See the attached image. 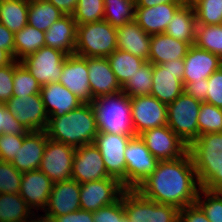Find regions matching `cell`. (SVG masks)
Returning a JSON list of instances; mask_svg holds the SVG:
<instances>
[{"instance_id":"obj_24","label":"cell","mask_w":222,"mask_h":222,"mask_svg":"<svg viewBox=\"0 0 222 222\" xmlns=\"http://www.w3.org/2000/svg\"><path fill=\"white\" fill-rule=\"evenodd\" d=\"M88 79L93 99L122 91L107 58H88Z\"/></svg>"},{"instance_id":"obj_56","label":"cell","mask_w":222,"mask_h":222,"mask_svg":"<svg viewBox=\"0 0 222 222\" xmlns=\"http://www.w3.org/2000/svg\"><path fill=\"white\" fill-rule=\"evenodd\" d=\"M26 222H53L52 218L47 215H42L40 218L32 219L31 217Z\"/></svg>"},{"instance_id":"obj_33","label":"cell","mask_w":222,"mask_h":222,"mask_svg":"<svg viewBox=\"0 0 222 222\" xmlns=\"http://www.w3.org/2000/svg\"><path fill=\"white\" fill-rule=\"evenodd\" d=\"M44 46L45 31H40L27 24L22 30L15 33L14 60L21 61Z\"/></svg>"},{"instance_id":"obj_29","label":"cell","mask_w":222,"mask_h":222,"mask_svg":"<svg viewBox=\"0 0 222 222\" xmlns=\"http://www.w3.org/2000/svg\"><path fill=\"white\" fill-rule=\"evenodd\" d=\"M196 26L194 7L185 4L175 12L164 33L192 46L196 40Z\"/></svg>"},{"instance_id":"obj_39","label":"cell","mask_w":222,"mask_h":222,"mask_svg":"<svg viewBox=\"0 0 222 222\" xmlns=\"http://www.w3.org/2000/svg\"><path fill=\"white\" fill-rule=\"evenodd\" d=\"M201 191V192H200ZM202 196L206 199L202 200ZM196 204L202 209L210 222H222V191L200 188Z\"/></svg>"},{"instance_id":"obj_43","label":"cell","mask_w":222,"mask_h":222,"mask_svg":"<svg viewBox=\"0 0 222 222\" xmlns=\"http://www.w3.org/2000/svg\"><path fill=\"white\" fill-rule=\"evenodd\" d=\"M22 173L11 162L0 161V194L20 192Z\"/></svg>"},{"instance_id":"obj_30","label":"cell","mask_w":222,"mask_h":222,"mask_svg":"<svg viewBox=\"0 0 222 222\" xmlns=\"http://www.w3.org/2000/svg\"><path fill=\"white\" fill-rule=\"evenodd\" d=\"M29 0H0V23L16 33L27 24Z\"/></svg>"},{"instance_id":"obj_21","label":"cell","mask_w":222,"mask_h":222,"mask_svg":"<svg viewBox=\"0 0 222 222\" xmlns=\"http://www.w3.org/2000/svg\"><path fill=\"white\" fill-rule=\"evenodd\" d=\"M47 140L45 130L29 131L11 161L12 165L21 173L39 169Z\"/></svg>"},{"instance_id":"obj_32","label":"cell","mask_w":222,"mask_h":222,"mask_svg":"<svg viewBox=\"0 0 222 222\" xmlns=\"http://www.w3.org/2000/svg\"><path fill=\"white\" fill-rule=\"evenodd\" d=\"M31 209L19 193L0 194V222H26L36 216Z\"/></svg>"},{"instance_id":"obj_1","label":"cell","mask_w":222,"mask_h":222,"mask_svg":"<svg viewBox=\"0 0 222 222\" xmlns=\"http://www.w3.org/2000/svg\"><path fill=\"white\" fill-rule=\"evenodd\" d=\"M136 190L149 200L178 209L195 204L200 185L190 153L159 161L154 172Z\"/></svg>"},{"instance_id":"obj_22","label":"cell","mask_w":222,"mask_h":222,"mask_svg":"<svg viewBox=\"0 0 222 222\" xmlns=\"http://www.w3.org/2000/svg\"><path fill=\"white\" fill-rule=\"evenodd\" d=\"M186 3H163L135 7V21L149 35L164 33L175 12Z\"/></svg>"},{"instance_id":"obj_47","label":"cell","mask_w":222,"mask_h":222,"mask_svg":"<svg viewBox=\"0 0 222 222\" xmlns=\"http://www.w3.org/2000/svg\"><path fill=\"white\" fill-rule=\"evenodd\" d=\"M125 214L122 194L121 198L115 203L93 212V220L94 222H120Z\"/></svg>"},{"instance_id":"obj_27","label":"cell","mask_w":222,"mask_h":222,"mask_svg":"<svg viewBox=\"0 0 222 222\" xmlns=\"http://www.w3.org/2000/svg\"><path fill=\"white\" fill-rule=\"evenodd\" d=\"M151 35L143 31L135 20L117 28V49L148 61Z\"/></svg>"},{"instance_id":"obj_34","label":"cell","mask_w":222,"mask_h":222,"mask_svg":"<svg viewBox=\"0 0 222 222\" xmlns=\"http://www.w3.org/2000/svg\"><path fill=\"white\" fill-rule=\"evenodd\" d=\"M107 59L121 86L147 62L138 56L120 49L113 51Z\"/></svg>"},{"instance_id":"obj_49","label":"cell","mask_w":222,"mask_h":222,"mask_svg":"<svg viewBox=\"0 0 222 222\" xmlns=\"http://www.w3.org/2000/svg\"><path fill=\"white\" fill-rule=\"evenodd\" d=\"M179 222H210L202 209L195 203L179 209Z\"/></svg>"},{"instance_id":"obj_12","label":"cell","mask_w":222,"mask_h":222,"mask_svg":"<svg viewBox=\"0 0 222 222\" xmlns=\"http://www.w3.org/2000/svg\"><path fill=\"white\" fill-rule=\"evenodd\" d=\"M126 188L113 177L80 184V207L95 212L118 201Z\"/></svg>"},{"instance_id":"obj_55","label":"cell","mask_w":222,"mask_h":222,"mask_svg":"<svg viewBox=\"0 0 222 222\" xmlns=\"http://www.w3.org/2000/svg\"><path fill=\"white\" fill-rule=\"evenodd\" d=\"M13 60V57L6 50L0 49V67L10 64Z\"/></svg>"},{"instance_id":"obj_37","label":"cell","mask_w":222,"mask_h":222,"mask_svg":"<svg viewBox=\"0 0 222 222\" xmlns=\"http://www.w3.org/2000/svg\"><path fill=\"white\" fill-rule=\"evenodd\" d=\"M194 45L209 51L222 59V24H197Z\"/></svg>"},{"instance_id":"obj_31","label":"cell","mask_w":222,"mask_h":222,"mask_svg":"<svg viewBox=\"0 0 222 222\" xmlns=\"http://www.w3.org/2000/svg\"><path fill=\"white\" fill-rule=\"evenodd\" d=\"M62 16L64 13L47 0H29L28 25L40 31H47Z\"/></svg>"},{"instance_id":"obj_28","label":"cell","mask_w":222,"mask_h":222,"mask_svg":"<svg viewBox=\"0 0 222 222\" xmlns=\"http://www.w3.org/2000/svg\"><path fill=\"white\" fill-rule=\"evenodd\" d=\"M190 47L189 43L176 40L165 33L151 35L148 62L159 65L183 59Z\"/></svg>"},{"instance_id":"obj_52","label":"cell","mask_w":222,"mask_h":222,"mask_svg":"<svg viewBox=\"0 0 222 222\" xmlns=\"http://www.w3.org/2000/svg\"><path fill=\"white\" fill-rule=\"evenodd\" d=\"M15 33L0 23V49L6 50L14 59Z\"/></svg>"},{"instance_id":"obj_14","label":"cell","mask_w":222,"mask_h":222,"mask_svg":"<svg viewBox=\"0 0 222 222\" xmlns=\"http://www.w3.org/2000/svg\"><path fill=\"white\" fill-rule=\"evenodd\" d=\"M75 150L70 145L48 138L39 170L54 183L72 179Z\"/></svg>"},{"instance_id":"obj_40","label":"cell","mask_w":222,"mask_h":222,"mask_svg":"<svg viewBox=\"0 0 222 222\" xmlns=\"http://www.w3.org/2000/svg\"><path fill=\"white\" fill-rule=\"evenodd\" d=\"M41 85L28 69L20 63L14 69L12 96L22 97L40 93Z\"/></svg>"},{"instance_id":"obj_26","label":"cell","mask_w":222,"mask_h":222,"mask_svg":"<svg viewBox=\"0 0 222 222\" xmlns=\"http://www.w3.org/2000/svg\"><path fill=\"white\" fill-rule=\"evenodd\" d=\"M77 23L73 15H64L45 31V46L57 49L67 56L75 54Z\"/></svg>"},{"instance_id":"obj_3","label":"cell","mask_w":222,"mask_h":222,"mask_svg":"<svg viewBox=\"0 0 222 222\" xmlns=\"http://www.w3.org/2000/svg\"><path fill=\"white\" fill-rule=\"evenodd\" d=\"M200 188L222 191V133L202 134L188 147Z\"/></svg>"},{"instance_id":"obj_46","label":"cell","mask_w":222,"mask_h":222,"mask_svg":"<svg viewBox=\"0 0 222 222\" xmlns=\"http://www.w3.org/2000/svg\"><path fill=\"white\" fill-rule=\"evenodd\" d=\"M20 63L13 60L10 64L0 67V103L5 104L12 97L14 69Z\"/></svg>"},{"instance_id":"obj_7","label":"cell","mask_w":222,"mask_h":222,"mask_svg":"<svg viewBox=\"0 0 222 222\" xmlns=\"http://www.w3.org/2000/svg\"><path fill=\"white\" fill-rule=\"evenodd\" d=\"M123 206L131 222H179L177 207L149 200L136 189L123 192Z\"/></svg>"},{"instance_id":"obj_11","label":"cell","mask_w":222,"mask_h":222,"mask_svg":"<svg viewBox=\"0 0 222 222\" xmlns=\"http://www.w3.org/2000/svg\"><path fill=\"white\" fill-rule=\"evenodd\" d=\"M66 57L65 53L44 46L35 53L26 56L20 62L28 69L37 82L43 86L59 81Z\"/></svg>"},{"instance_id":"obj_10","label":"cell","mask_w":222,"mask_h":222,"mask_svg":"<svg viewBox=\"0 0 222 222\" xmlns=\"http://www.w3.org/2000/svg\"><path fill=\"white\" fill-rule=\"evenodd\" d=\"M126 160V189H136L151 175L158 160L151 154L140 136L132 137L124 152Z\"/></svg>"},{"instance_id":"obj_57","label":"cell","mask_w":222,"mask_h":222,"mask_svg":"<svg viewBox=\"0 0 222 222\" xmlns=\"http://www.w3.org/2000/svg\"><path fill=\"white\" fill-rule=\"evenodd\" d=\"M120 222H131L130 219L127 217V215L125 214L121 219Z\"/></svg>"},{"instance_id":"obj_54","label":"cell","mask_w":222,"mask_h":222,"mask_svg":"<svg viewBox=\"0 0 222 222\" xmlns=\"http://www.w3.org/2000/svg\"><path fill=\"white\" fill-rule=\"evenodd\" d=\"M136 7H152L163 3H186V0H135Z\"/></svg>"},{"instance_id":"obj_48","label":"cell","mask_w":222,"mask_h":222,"mask_svg":"<svg viewBox=\"0 0 222 222\" xmlns=\"http://www.w3.org/2000/svg\"><path fill=\"white\" fill-rule=\"evenodd\" d=\"M206 103L222 108V66L207 79Z\"/></svg>"},{"instance_id":"obj_42","label":"cell","mask_w":222,"mask_h":222,"mask_svg":"<svg viewBox=\"0 0 222 222\" xmlns=\"http://www.w3.org/2000/svg\"><path fill=\"white\" fill-rule=\"evenodd\" d=\"M73 18L77 25L103 20L104 0H78Z\"/></svg>"},{"instance_id":"obj_4","label":"cell","mask_w":222,"mask_h":222,"mask_svg":"<svg viewBox=\"0 0 222 222\" xmlns=\"http://www.w3.org/2000/svg\"><path fill=\"white\" fill-rule=\"evenodd\" d=\"M99 132L135 136L131 121L130 97L118 92L93 99L91 103Z\"/></svg>"},{"instance_id":"obj_15","label":"cell","mask_w":222,"mask_h":222,"mask_svg":"<svg viewBox=\"0 0 222 222\" xmlns=\"http://www.w3.org/2000/svg\"><path fill=\"white\" fill-rule=\"evenodd\" d=\"M130 103L135 136L146 130L167 125V105L157 98L151 95L132 97Z\"/></svg>"},{"instance_id":"obj_19","label":"cell","mask_w":222,"mask_h":222,"mask_svg":"<svg viewBox=\"0 0 222 222\" xmlns=\"http://www.w3.org/2000/svg\"><path fill=\"white\" fill-rule=\"evenodd\" d=\"M79 196L80 184L74 179L55 182L43 211L49 217L75 212L81 209Z\"/></svg>"},{"instance_id":"obj_50","label":"cell","mask_w":222,"mask_h":222,"mask_svg":"<svg viewBox=\"0 0 222 222\" xmlns=\"http://www.w3.org/2000/svg\"><path fill=\"white\" fill-rule=\"evenodd\" d=\"M207 91V79H201L198 82L187 83L184 86V92L200 102L206 101Z\"/></svg>"},{"instance_id":"obj_45","label":"cell","mask_w":222,"mask_h":222,"mask_svg":"<svg viewBox=\"0 0 222 222\" xmlns=\"http://www.w3.org/2000/svg\"><path fill=\"white\" fill-rule=\"evenodd\" d=\"M28 128L17 121L6 105L0 103V135L1 134H27Z\"/></svg>"},{"instance_id":"obj_2","label":"cell","mask_w":222,"mask_h":222,"mask_svg":"<svg viewBox=\"0 0 222 222\" xmlns=\"http://www.w3.org/2000/svg\"><path fill=\"white\" fill-rule=\"evenodd\" d=\"M45 131L49 139L74 148L94 144L99 131L92 104L83 103L62 116L49 117Z\"/></svg>"},{"instance_id":"obj_35","label":"cell","mask_w":222,"mask_h":222,"mask_svg":"<svg viewBox=\"0 0 222 222\" xmlns=\"http://www.w3.org/2000/svg\"><path fill=\"white\" fill-rule=\"evenodd\" d=\"M135 0H104V20L114 28L135 19Z\"/></svg>"},{"instance_id":"obj_44","label":"cell","mask_w":222,"mask_h":222,"mask_svg":"<svg viewBox=\"0 0 222 222\" xmlns=\"http://www.w3.org/2000/svg\"><path fill=\"white\" fill-rule=\"evenodd\" d=\"M26 134L13 135L1 134L0 135V161L11 162L17 151L22 146L24 136Z\"/></svg>"},{"instance_id":"obj_5","label":"cell","mask_w":222,"mask_h":222,"mask_svg":"<svg viewBox=\"0 0 222 222\" xmlns=\"http://www.w3.org/2000/svg\"><path fill=\"white\" fill-rule=\"evenodd\" d=\"M117 50V28L107 21L77 25L75 54L86 58H107Z\"/></svg>"},{"instance_id":"obj_13","label":"cell","mask_w":222,"mask_h":222,"mask_svg":"<svg viewBox=\"0 0 222 222\" xmlns=\"http://www.w3.org/2000/svg\"><path fill=\"white\" fill-rule=\"evenodd\" d=\"M139 136L158 161L174 160L188 153L189 146L168 125L146 130Z\"/></svg>"},{"instance_id":"obj_25","label":"cell","mask_w":222,"mask_h":222,"mask_svg":"<svg viewBox=\"0 0 222 222\" xmlns=\"http://www.w3.org/2000/svg\"><path fill=\"white\" fill-rule=\"evenodd\" d=\"M40 93L49 117L62 116L83 104L75 94L58 82L41 86Z\"/></svg>"},{"instance_id":"obj_16","label":"cell","mask_w":222,"mask_h":222,"mask_svg":"<svg viewBox=\"0 0 222 222\" xmlns=\"http://www.w3.org/2000/svg\"><path fill=\"white\" fill-rule=\"evenodd\" d=\"M5 105L15 119L29 131L46 130L49 116L41 93L22 97L12 96Z\"/></svg>"},{"instance_id":"obj_51","label":"cell","mask_w":222,"mask_h":222,"mask_svg":"<svg viewBox=\"0 0 222 222\" xmlns=\"http://www.w3.org/2000/svg\"><path fill=\"white\" fill-rule=\"evenodd\" d=\"M53 222H94L93 212L86 210H76L68 214L60 215L57 217H50Z\"/></svg>"},{"instance_id":"obj_53","label":"cell","mask_w":222,"mask_h":222,"mask_svg":"<svg viewBox=\"0 0 222 222\" xmlns=\"http://www.w3.org/2000/svg\"><path fill=\"white\" fill-rule=\"evenodd\" d=\"M58 8L64 15H73L76 10L78 0H47Z\"/></svg>"},{"instance_id":"obj_58","label":"cell","mask_w":222,"mask_h":222,"mask_svg":"<svg viewBox=\"0 0 222 222\" xmlns=\"http://www.w3.org/2000/svg\"><path fill=\"white\" fill-rule=\"evenodd\" d=\"M198 0H186V4L194 5Z\"/></svg>"},{"instance_id":"obj_23","label":"cell","mask_w":222,"mask_h":222,"mask_svg":"<svg viewBox=\"0 0 222 222\" xmlns=\"http://www.w3.org/2000/svg\"><path fill=\"white\" fill-rule=\"evenodd\" d=\"M54 182L39 169L22 173L19 195L35 210H44Z\"/></svg>"},{"instance_id":"obj_6","label":"cell","mask_w":222,"mask_h":222,"mask_svg":"<svg viewBox=\"0 0 222 222\" xmlns=\"http://www.w3.org/2000/svg\"><path fill=\"white\" fill-rule=\"evenodd\" d=\"M200 101L185 92L167 104V125L190 146L199 136L198 115Z\"/></svg>"},{"instance_id":"obj_20","label":"cell","mask_w":222,"mask_h":222,"mask_svg":"<svg viewBox=\"0 0 222 222\" xmlns=\"http://www.w3.org/2000/svg\"><path fill=\"white\" fill-rule=\"evenodd\" d=\"M184 59L183 85L208 79L222 66V59L213 53L192 45Z\"/></svg>"},{"instance_id":"obj_17","label":"cell","mask_w":222,"mask_h":222,"mask_svg":"<svg viewBox=\"0 0 222 222\" xmlns=\"http://www.w3.org/2000/svg\"><path fill=\"white\" fill-rule=\"evenodd\" d=\"M58 83L69 89L83 103L93 102L88 79V58L76 54L68 55Z\"/></svg>"},{"instance_id":"obj_9","label":"cell","mask_w":222,"mask_h":222,"mask_svg":"<svg viewBox=\"0 0 222 222\" xmlns=\"http://www.w3.org/2000/svg\"><path fill=\"white\" fill-rule=\"evenodd\" d=\"M132 137L134 136L98 132L94 140L95 146L99 149L102 155L108 175L118 179L125 188L126 160L124 157V152L129 140Z\"/></svg>"},{"instance_id":"obj_38","label":"cell","mask_w":222,"mask_h":222,"mask_svg":"<svg viewBox=\"0 0 222 222\" xmlns=\"http://www.w3.org/2000/svg\"><path fill=\"white\" fill-rule=\"evenodd\" d=\"M197 121L199 135L222 133V108L202 102Z\"/></svg>"},{"instance_id":"obj_8","label":"cell","mask_w":222,"mask_h":222,"mask_svg":"<svg viewBox=\"0 0 222 222\" xmlns=\"http://www.w3.org/2000/svg\"><path fill=\"white\" fill-rule=\"evenodd\" d=\"M184 59L153 64L151 96L164 104L172 103L184 92Z\"/></svg>"},{"instance_id":"obj_36","label":"cell","mask_w":222,"mask_h":222,"mask_svg":"<svg viewBox=\"0 0 222 222\" xmlns=\"http://www.w3.org/2000/svg\"><path fill=\"white\" fill-rule=\"evenodd\" d=\"M152 77L153 64L147 61L122 85V92L130 98L148 96L151 94Z\"/></svg>"},{"instance_id":"obj_41","label":"cell","mask_w":222,"mask_h":222,"mask_svg":"<svg viewBox=\"0 0 222 222\" xmlns=\"http://www.w3.org/2000/svg\"><path fill=\"white\" fill-rule=\"evenodd\" d=\"M193 7L197 24H222V0H198Z\"/></svg>"},{"instance_id":"obj_18","label":"cell","mask_w":222,"mask_h":222,"mask_svg":"<svg viewBox=\"0 0 222 222\" xmlns=\"http://www.w3.org/2000/svg\"><path fill=\"white\" fill-rule=\"evenodd\" d=\"M72 179L79 184L110 177L95 144L77 147L73 159Z\"/></svg>"}]
</instances>
